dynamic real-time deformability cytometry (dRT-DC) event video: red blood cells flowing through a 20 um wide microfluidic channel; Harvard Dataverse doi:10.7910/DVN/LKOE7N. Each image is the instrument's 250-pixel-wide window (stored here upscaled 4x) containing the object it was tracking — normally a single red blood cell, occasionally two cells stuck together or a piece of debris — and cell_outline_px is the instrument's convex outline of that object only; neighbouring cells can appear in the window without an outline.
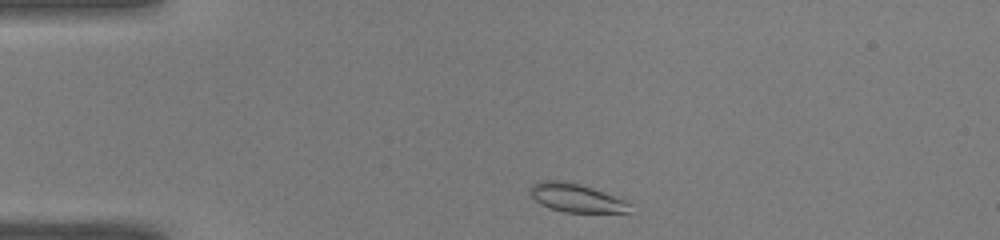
{"species": "common noctule bat (a hibernating species)", "species_latin": "Nyctalus noctula", "temperature_condition": "warm", "stored_images_in_passage": 40, "camera_frame_rate_fps": 3000, "um_per_image_px": 0.085, "animal": {"sex": "male", "body_mass_g": 19.0, "forearm_length_mm": 50.8}, "frame": {"image": 1, "passage_image": 1, "time_ms": 0.0, "image_size_px": [1000, 240], "cell_outline_px": [[628, 212], [564, 212], [548, 208], [540, 204], [528, 192], [532, 184], [540, 180], [560, 180], [580, 184], [592, 188], [624, 200], [628, 204]], "centroid_in_image_um": [48.87, 16.81], "position_along_channel_um": 36.1, "area_um2": 16.3}}
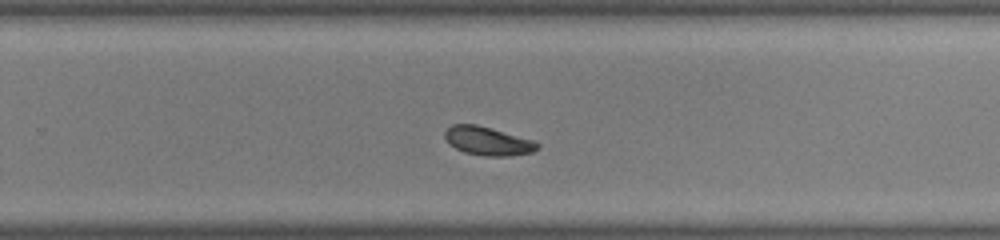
{"frame": {"image": 2, "passage_image": 23, "time_ms": 7.333, "image_size_px": [1000, 240], "cell_outline_px": [[540, 148], [532, 152], [512, 156], [484, 156], [464, 152], [448, 144], [444, 136], [444, 132], [452, 124], [476, 124], [536, 140], [540, 144]], "centroid_in_image_um": [41.5, 11.99], "position_along_channel_um": 288.3, "area_um2": 15.66}}
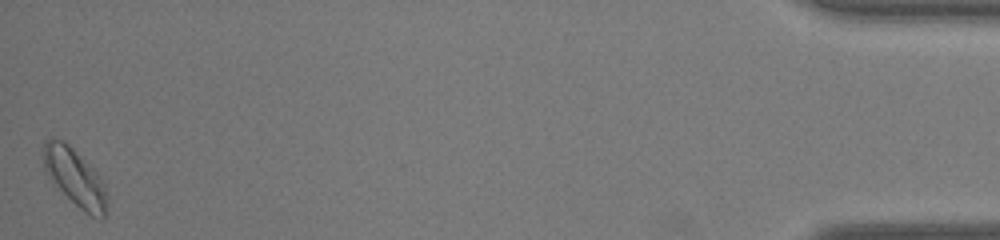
{"frame": {"image": 3, "passage_image": 40, "time_ms": 13.0, "image_size_px": [1000, 240], "cell_outline_px": [[108, 196], [104, 216], [92, 216], [84, 212], [56, 184], [44, 168], [44, 140], [64, 140], [100, 176], [104, 184]], "centroid_in_image_um": [6.4, 15.08], "position_along_channel_um": 428.8, "area_um2": 20.35}, "authors_computed_cell_mechanics": {"area_um2": 15.9528, "velocity_mm_per_s": 4.0443, "shape_relaxation_time_tau1_ms": 2.5499, "shape_relaxation_time_tau2_ms": 3.3902, "deformation_change_tau1": 0.0998, "deformation_change_tau2": 0.0583}}